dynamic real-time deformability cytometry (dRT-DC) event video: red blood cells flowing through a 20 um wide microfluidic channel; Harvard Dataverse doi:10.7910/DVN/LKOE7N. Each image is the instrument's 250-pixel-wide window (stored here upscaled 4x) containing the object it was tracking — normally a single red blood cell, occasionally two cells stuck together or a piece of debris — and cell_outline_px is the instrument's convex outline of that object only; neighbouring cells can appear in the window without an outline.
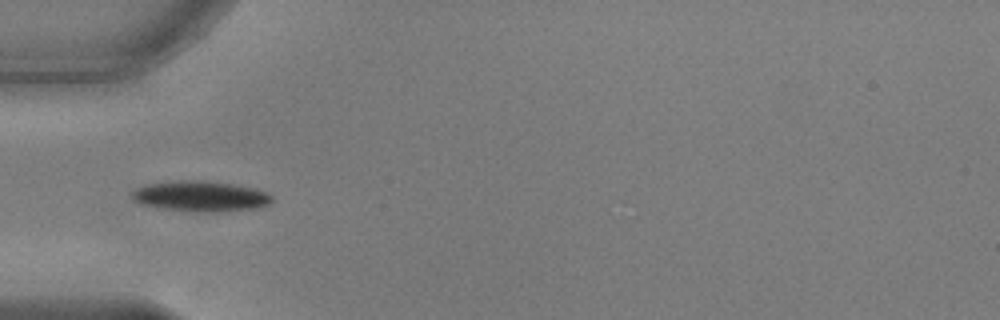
{"species": "common noctule bat (a hibernating species)", "species_latin": "Nyctalus noctula", "temperature_condition": "warm", "stored_images_in_passage": 14, "camera_frame_rate_fps": 3000, "um_per_image_px": 0.085, "animal": {"sex": "male", "body_mass_g": 17.9, "forearm_length_mm": 54.2}, "frame": {"image": 1, "passage_image": 3, "time_ms": 0.667, "image_size_px": [1000, 320], "cell_outline_px": [[272, 200], [268, 204], [252, 208], [220, 212], [208, 212], [164, 208], [140, 204], [132, 196], [132, 192], [136, 188], [152, 184], [180, 180], [204, 180], [232, 184], [252, 188], [264, 192], [272, 196]], "centroid_in_image_um": [17.05, 16.67], "position_along_channel_um": 67.9, "area_um2": 24.22}}
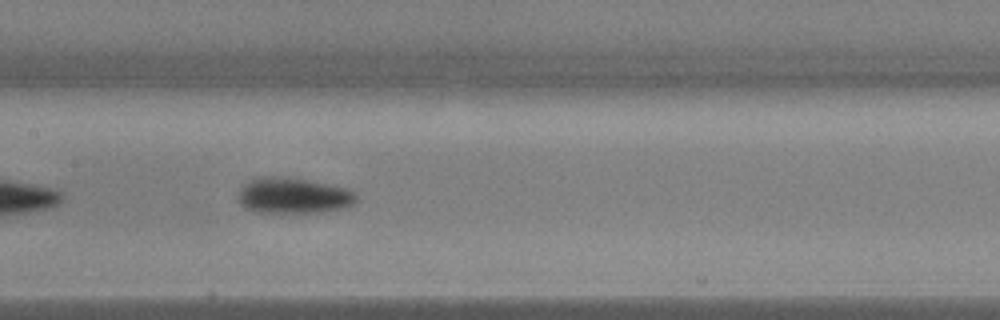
{"frame": {"image": 2, "passage_image": 12, "time_ms": 3.667, "image_size_px": [1000, 320], "cell_outline_px": [[356, 200], [352, 204], [344, 208], [320, 212], [256, 212], [240, 204], [240, 192], [244, 184], [260, 176], [272, 176], [304, 180], [328, 184], [344, 188], [352, 192], [356, 196]], "centroid_in_image_um": [24.93, 16.64], "position_along_channel_um": 182.5, "area_um2": 23.93}}